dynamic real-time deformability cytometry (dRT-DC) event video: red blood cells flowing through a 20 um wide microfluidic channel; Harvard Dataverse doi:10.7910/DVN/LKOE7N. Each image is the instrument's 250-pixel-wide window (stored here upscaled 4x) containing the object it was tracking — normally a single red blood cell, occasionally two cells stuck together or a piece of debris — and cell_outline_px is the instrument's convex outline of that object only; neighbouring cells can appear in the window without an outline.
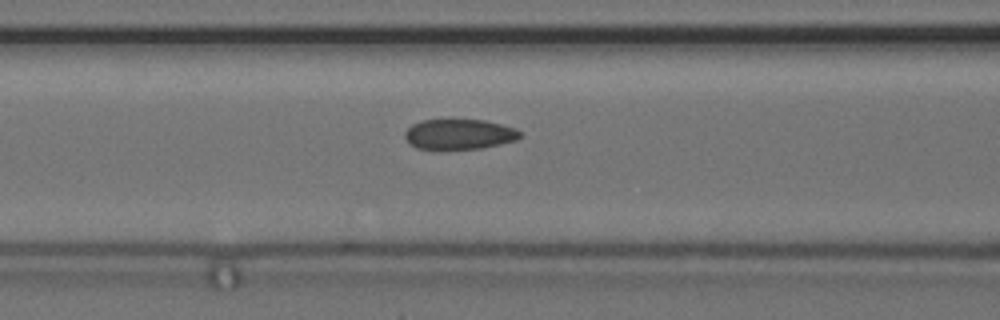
{"species": "common noctule bat (a hibernating species)", "species_latin": "Nyctalus noctula", "temperature_condition": "cold", "stored_images_in_passage": 14, "camera_frame_rate_fps": 3000, "um_per_image_px": 0.085, "animal": {"sex": "female", "body_mass_g": 24.6, "forearm_length_mm": 56.2}, "frame": {"image": 1, "passage_image": 14, "time_ms": 4.333, "image_size_px": [1000, 320], "cell_outline_px": [[520, 136], [516, 140], [500, 144], [480, 148], [416, 148], [408, 144], [404, 136], [404, 132], [412, 124], [424, 120], [484, 120], [516, 128], [520, 132]], "centroid_in_image_um": [39.01, 11.4], "position_along_channel_um": 127.6, "area_um2": 20.0}}